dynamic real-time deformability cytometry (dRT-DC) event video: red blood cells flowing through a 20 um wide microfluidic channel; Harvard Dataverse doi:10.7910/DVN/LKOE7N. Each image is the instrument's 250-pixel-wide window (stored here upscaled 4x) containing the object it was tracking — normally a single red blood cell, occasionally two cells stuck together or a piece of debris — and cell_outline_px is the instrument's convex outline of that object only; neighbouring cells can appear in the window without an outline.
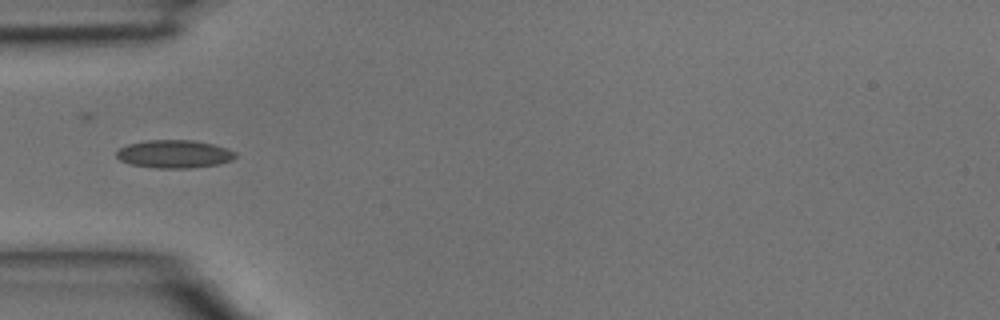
{"species": "common noctule bat (a hibernating species)", "species_latin": "Nyctalus noctula", "temperature_condition": "room temperature", "stored_images_in_passage": 4, "camera_frame_rate_fps": 3000, "um_per_image_px": 0.085, "animal": {"sex": "male", "body_mass_g": 15.6}, "frame": {"image": 1, "passage_image": 3, "time_ms": 0.667, "image_size_px": [1000, 320], "cell_outline_px": [[236, 156], [232, 160], [220, 164], [192, 168], [156, 168], [128, 164], [120, 160], [116, 156], [116, 152], [120, 148], [128, 144], [148, 140], [192, 140], [212, 144], [228, 148], [236, 152]], "centroid_in_image_um": [14.82, 13.1], "position_along_channel_um": 70.2, "area_um2": 19.54}}